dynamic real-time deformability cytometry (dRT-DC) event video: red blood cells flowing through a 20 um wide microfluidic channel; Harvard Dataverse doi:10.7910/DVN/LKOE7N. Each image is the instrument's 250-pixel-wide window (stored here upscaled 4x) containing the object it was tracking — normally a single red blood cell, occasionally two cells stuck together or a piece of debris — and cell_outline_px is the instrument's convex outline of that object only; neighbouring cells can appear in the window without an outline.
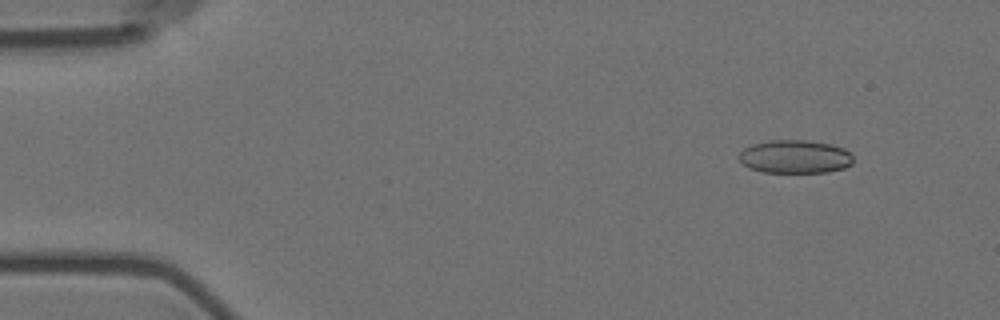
{"species": "Egyptian fruit bat (a non-hibernating species)", "species_latin": "Rousettus aegyptiacus", "temperature_condition": "room temperature", "stored_images_in_passage": 5, "camera_frame_rate_fps": 3000, "um_per_image_px": 0.085, "animal": {"sex": "female"}, "frame": {"image": 1, "passage_image": 2, "time_ms": 1.0, "image_size_px": [1000, 320], "cell_outline_px": [[852, 164], [844, 168], [828, 172], [764, 172], [748, 168], [736, 156], [744, 148], [752, 144], [768, 140], [804, 140], [832, 144], [844, 148], [852, 152]], "centroid_in_image_um": [67.58, 13.31], "position_along_channel_um": 17.4, "area_um2": 22.37}}
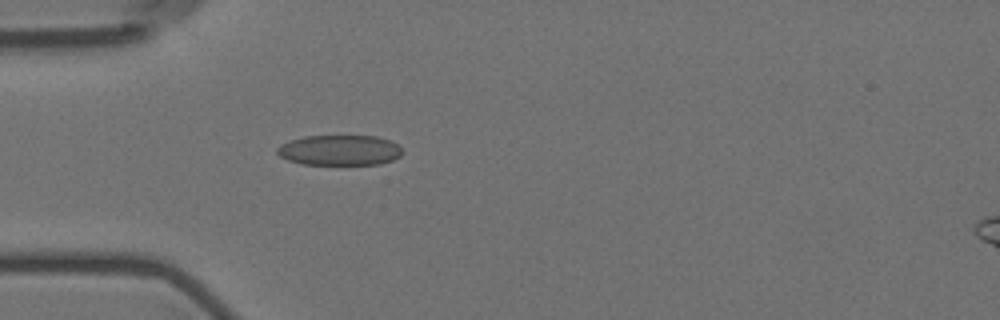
{"frame": {"image": 2, "passage_image": 5, "time_ms": 4.667, "image_size_px": [1000, 320], "cell_outline_px": [[404, 152], [400, 156], [392, 160], [380, 164], [304, 164], [288, 160], [280, 156], [276, 152], [276, 148], [280, 144], [304, 136], [376, 136], [388, 140], [396, 144]], "centroid_in_image_um": [28.86, 12.77], "position_along_channel_um": 56.1, "area_um2": 22.02}}